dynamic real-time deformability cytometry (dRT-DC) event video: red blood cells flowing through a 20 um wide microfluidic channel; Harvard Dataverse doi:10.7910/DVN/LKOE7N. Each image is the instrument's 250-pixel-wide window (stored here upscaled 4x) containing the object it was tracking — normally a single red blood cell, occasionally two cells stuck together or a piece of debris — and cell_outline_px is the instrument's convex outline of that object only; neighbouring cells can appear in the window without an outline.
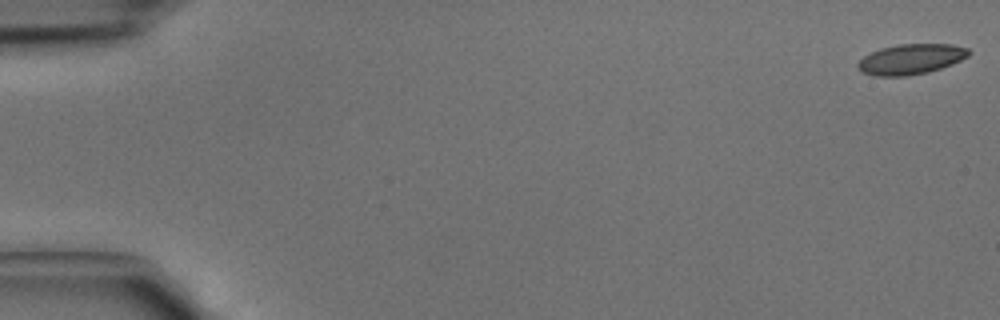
{"species": "common noctule bat (a hibernating species)", "species_latin": "Nyctalus noctula", "temperature_condition": "cold", "stored_images_in_passage": 43, "camera_frame_rate_fps": 3000, "um_per_image_px": 0.085, "animal": {"sex": "male", "body_mass_g": 15.6}, "frame": {"image": 1, "passage_image": 1, "time_ms": 0.0, "image_size_px": [1000, 320], "cell_outline_px": [[972, 52], [968, 56], [952, 64], [928, 72], [908, 76], [876, 76], [864, 72], [856, 64], [864, 56], [880, 48], [900, 44], [952, 44], [968, 48]], "centroid_in_image_um": [77.46, 5.02], "position_along_channel_um": 7.5, "area_um2": 19.48}}
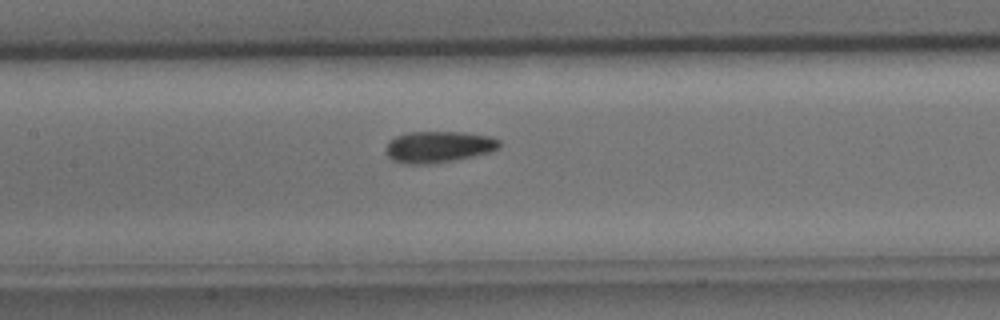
{"frame": {"image": 2, "passage_image": 21, "time_ms": 6.667, "image_size_px": [1000, 320], "cell_outline_px": [[500, 148], [492, 152], [436, 164], [404, 164], [392, 160], [388, 156], [384, 148], [388, 140], [396, 136], [408, 132], [464, 132], [492, 136], [500, 140]], "centroid_in_image_um": [37.27, 12.49], "position_along_channel_um": 170.1, "area_um2": 21.27}}
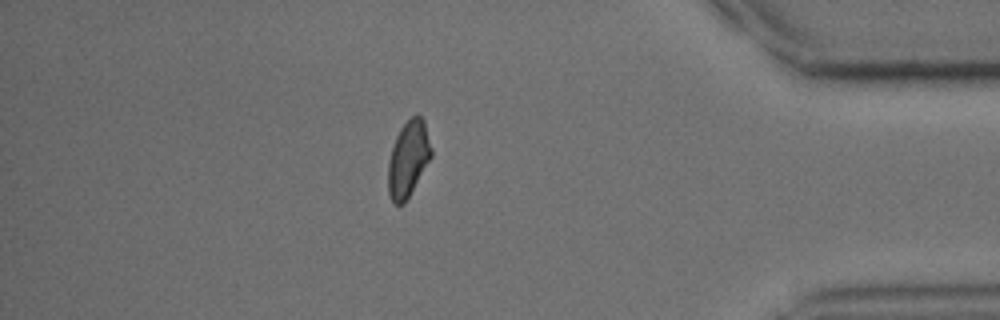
{"frame": {"image": 3, "passage_image": 38, "time_ms": 12.333, "image_size_px": [1000, 320], "cell_outline_px": [[432, 156], [404, 204], [396, 204], [392, 200], [388, 192], [388, 160], [396, 136], [400, 128], [416, 112], [424, 120], [432, 148]], "centroid_in_image_um": [34.7, 13.47], "position_along_channel_um": 400.5, "area_um2": 19.02}}